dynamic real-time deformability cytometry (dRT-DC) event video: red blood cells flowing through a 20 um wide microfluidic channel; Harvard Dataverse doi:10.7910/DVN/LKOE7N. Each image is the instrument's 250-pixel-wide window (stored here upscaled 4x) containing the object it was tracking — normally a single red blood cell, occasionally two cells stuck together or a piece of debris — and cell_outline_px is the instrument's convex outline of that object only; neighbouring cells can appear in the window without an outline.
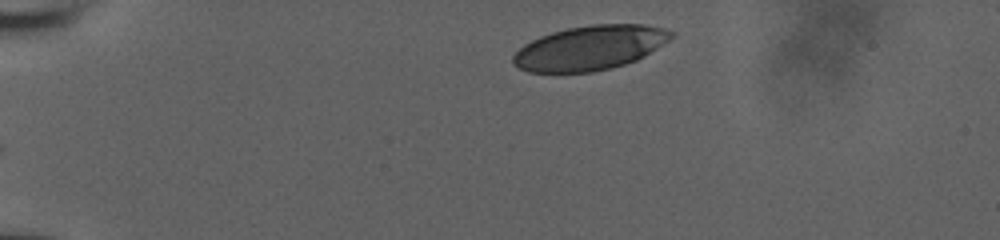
{"species": "human", "species_latin": "Homo sapiens", "temperature_condition": "room temperature", "stored_images_in_passage": 38, "camera_frame_rate_fps": 3000, "um_per_image_px": 0.085, "donor": {"sex": "male"}, "frame": {"image": 1, "passage_image": 1, "time_ms": 0.0, "image_size_px": [1000, 240], "cell_outline_px": [[676, 36], [644, 56], [636, 60], [612, 68], [592, 72], [528, 72], [512, 64], [512, 56], [524, 44], [540, 36], [552, 32], [568, 28], [592, 24], [644, 24], [664, 28], [676, 32]], "centroid_in_image_um": [50.17, 4.06], "position_along_channel_um": 34.8, "area_um2": 41.1}}
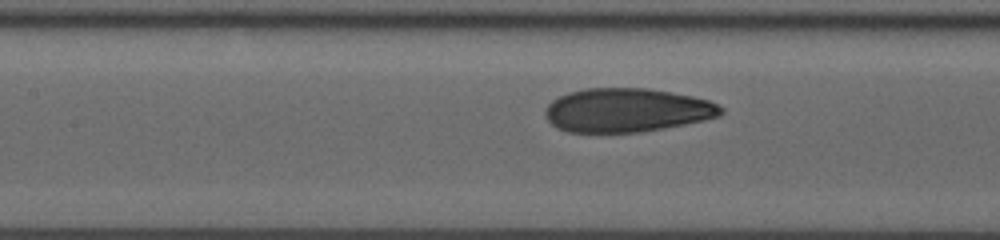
{"frame": {"image": 2, "passage_image": 16, "time_ms": 5.0, "image_size_px": [1000, 240], "cell_outline_px": [[724, 112], [720, 116], [704, 120], [664, 128], [640, 132], [568, 132], [556, 128], [548, 120], [544, 112], [544, 108], [552, 100], [568, 92], [584, 88], [648, 88], [672, 92], [692, 96], [708, 100], [724, 108]], "centroid_in_image_um": [53.27, 9.36], "position_along_channel_um": 154.1, "area_um2": 45.03}}
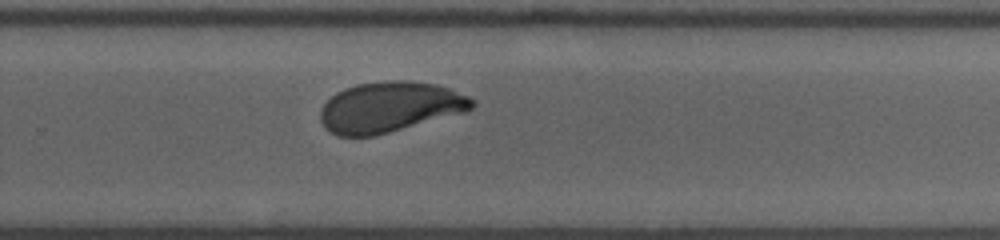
{"frame": {"image": 3, "passage_image": 27, "time_ms": 8.667, "image_size_px": [1000, 240], "cell_outline_px": [[476, 104], [472, 108], [464, 112], [376, 136], [336, 136], [320, 120], [320, 108], [336, 92], [344, 88], [356, 84], [388, 80], [404, 80], [436, 84], [448, 88], [468, 96], [476, 100]], "centroid_in_image_um": [33.13, 9.09], "position_along_channel_um": 296.7, "area_um2": 44.56}, "authors_computed_cell_mechanics": {"area_um2": 44.5349, "velocity_mm_per_s": 3.9066, "shape_relaxation_time_tau1_ms": 4.4042, "shape_relaxation_time_tau2_ms": 0.803, "deformation_change_tau1": 0.1733, "deformation_change_tau2": 0.0584}}